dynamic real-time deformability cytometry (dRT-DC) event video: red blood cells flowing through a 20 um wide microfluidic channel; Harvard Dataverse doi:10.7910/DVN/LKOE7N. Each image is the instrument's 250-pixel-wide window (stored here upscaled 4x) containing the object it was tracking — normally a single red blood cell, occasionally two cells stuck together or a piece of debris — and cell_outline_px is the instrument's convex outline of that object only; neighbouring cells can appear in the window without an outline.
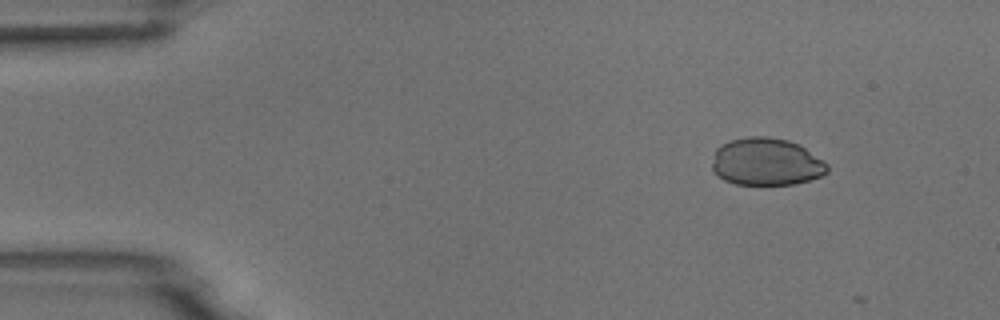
{"species": "common noctule bat (a hibernating species)", "species_latin": "Nyctalus noctula", "temperature_condition": "room temperature", "stored_images_in_passage": 2, "camera_frame_rate_fps": 3000, "um_per_image_px": 0.085, "animal": {"sex": "male", "body_mass_g": 18.8}, "frame": {"image": 1, "passage_image": 1, "time_ms": 0.0, "image_size_px": [1000, 320], "cell_outline_px": [[828, 172], [820, 176], [808, 180], [792, 184], [736, 184], [724, 180], [712, 172], [712, 164], [716, 148], [720, 144], [728, 140], [748, 136], [768, 136], [788, 140], [804, 148], [828, 164]], "centroid_in_image_um": [65.08, 13.74], "position_along_channel_um": 19.9, "area_um2": 31.85}}